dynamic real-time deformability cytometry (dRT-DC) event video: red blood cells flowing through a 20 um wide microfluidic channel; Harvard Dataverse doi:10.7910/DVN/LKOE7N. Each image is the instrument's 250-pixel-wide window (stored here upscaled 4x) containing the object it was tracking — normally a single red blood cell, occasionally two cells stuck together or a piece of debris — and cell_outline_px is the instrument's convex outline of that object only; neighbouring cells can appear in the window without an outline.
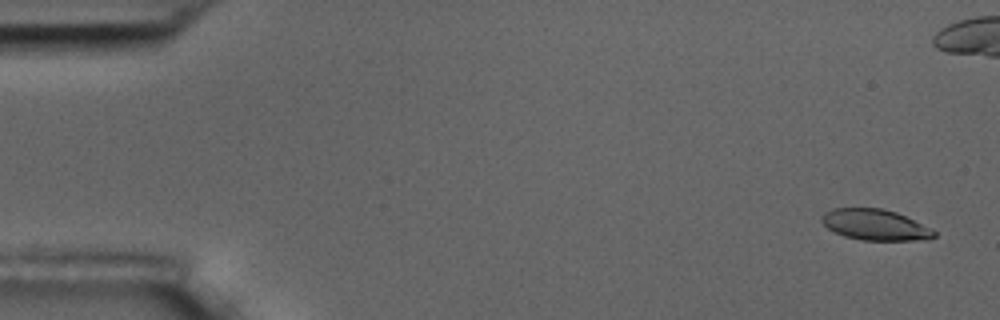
{"species": "common noctule bat (a hibernating species)", "species_latin": "Nyctalus noctula", "temperature_condition": "room temperature", "stored_images_in_passage": 6, "camera_frame_rate_fps": 3000, "um_per_image_px": 0.085, "animal": {"sex": "male", "body_mass_g": 17.5, "forearm_length_mm": 52.3}, "frame": {"image": 1, "passage_image": 1, "time_ms": 0.0, "image_size_px": [1000, 320], "cell_outline_px": [[936, 236], [928, 240], [860, 240], [844, 236], [828, 228], [820, 220], [820, 216], [824, 212], [832, 208], [884, 208], [896, 212], [932, 228], [936, 232]], "centroid_in_image_um": [74.39, 19.1], "position_along_channel_um": 10.6, "area_um2": 20.4}}